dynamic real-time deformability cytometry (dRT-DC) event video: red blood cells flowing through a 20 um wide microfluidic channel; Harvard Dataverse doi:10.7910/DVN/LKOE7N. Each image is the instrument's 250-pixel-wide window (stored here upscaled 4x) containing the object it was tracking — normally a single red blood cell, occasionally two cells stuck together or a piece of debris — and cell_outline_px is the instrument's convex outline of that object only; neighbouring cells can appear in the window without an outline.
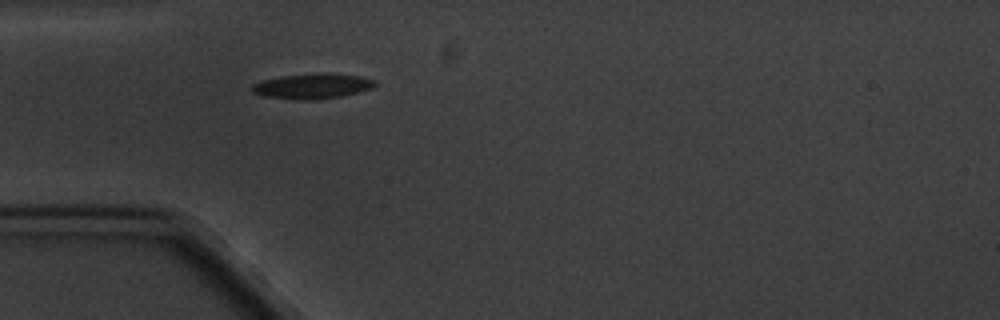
{"species": "common noctule bat (a hibernating species)", "species_latin": "Nyctalus noctula", "temperature_condition": "cold", "stored_images_in_passage": 1, "camera_frame_rate_fps": 3000, "um_per_image_px": 0.085, "animal": {"sex": "male", "body_mass_g": 20.1, "forearm_length_mm": 53.5}, "frame": {"image": 1, "passage_image": 1, "time_ms": 0.0, "image_size_px": [1000, 320], "cell_outline_px": [[376, 84], [372, 88], [340, 96], [312, 100], [300, 100], [264, 96], [252, 92], [252, 84], [264, 80], [280, 76], [324, 72], [328, 72], [360, 76], [376, 80]], "centroid_in_image_um": [26.56, 7.3], "position_along_channel_um": 58.4, "area_um2": 18.03}}